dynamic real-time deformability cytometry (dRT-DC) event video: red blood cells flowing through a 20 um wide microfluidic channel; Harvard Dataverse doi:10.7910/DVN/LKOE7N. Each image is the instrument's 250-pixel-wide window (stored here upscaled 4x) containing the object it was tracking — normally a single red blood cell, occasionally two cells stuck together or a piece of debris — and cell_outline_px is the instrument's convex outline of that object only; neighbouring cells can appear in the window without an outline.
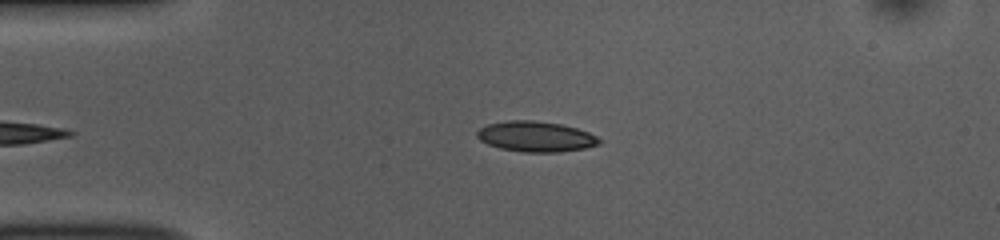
{"species": "common noctule bat (a hibernating species)", "species_latin": "Nyctalus noctula", "temperature_condition": "room temperature", "stored_images_in_passage": 38, "camera_frame_rate_fps": 3000, "um_per_image_px": 0.085, "animal": {"sex": "female", "body_mass_g": 10.0, "forearm_length_mm": 53.1}, "frame": {"image": 1, "passage_image": 2, "time_ms": 0.333, "image_size_px": [1000, 240], "cell_outline_px": [[600, 144], [584, 148], [560, 152], [524, 152], [500, 148], [488, 144], [480, 140], [476, 136], [476, 132], [480, 128], [488, 124], [508, 120], [532, 120], [560, 124], [576, 128], [588, 132], [596, 136], [600, 140]], "centroid_in_image_um": [45.52, 11.6], "position_along_channel_um": 39.5, "area_um2": 21.56}}
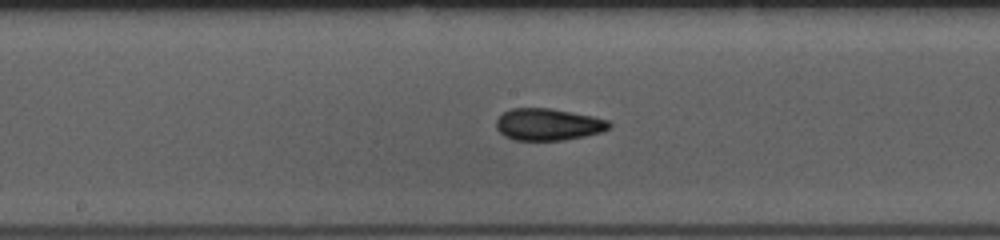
{"frame": {"image": 2, "passage_image": 17, "time_ms": 5.333, "image_size_px": [1000, 240], "cell_outline_px": [[612, 128], [600, 132], [584, 136], [564, 140], [512, 140], [504, 136], [496, 128], [496, 120], [504, 112], [512, 108], [548, 108], [592, 116], [608, 120], [612, 124]], "centroid_in_image_um": [46.59, 10.58], "position_along_channel_um": 201.6, "area_um2": 20.98}}
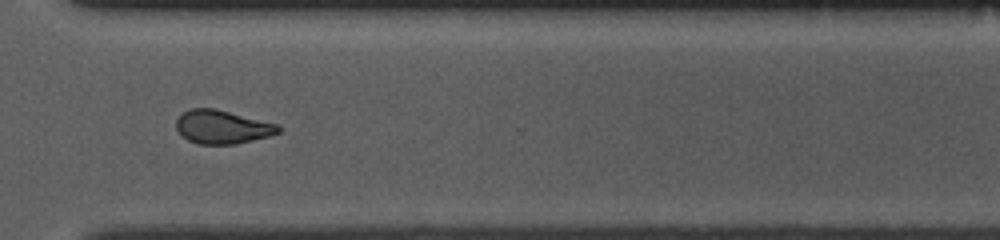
{"frame": {"image": 3, "passage_image": 29, "time_ms": 9.333, "image_size_px": [1000, 240], "cell_outline_px": [[280, 132], [268, 136], [236, 144], [200, 144], [188, 140], [176, 128], [176, 120], [188, 108], [216, 108], [280, 124]], "centroid_in_image_um": [18.92, 10.77], "position_along_channel_um": 351.7, "area_um2": 20.0}, "authors_computed_cell_mechanics": {"area_um2": 20.5768, "velocity_mm_per_s": 3.7614, "shape_relaxation_time_tau1_ms": 4.7316, "shape_relaxation_time_tau2_ms": 2.0504, "deformation_change_tau1": 0.1346, "deformation_change_tau2": 0.0794}}